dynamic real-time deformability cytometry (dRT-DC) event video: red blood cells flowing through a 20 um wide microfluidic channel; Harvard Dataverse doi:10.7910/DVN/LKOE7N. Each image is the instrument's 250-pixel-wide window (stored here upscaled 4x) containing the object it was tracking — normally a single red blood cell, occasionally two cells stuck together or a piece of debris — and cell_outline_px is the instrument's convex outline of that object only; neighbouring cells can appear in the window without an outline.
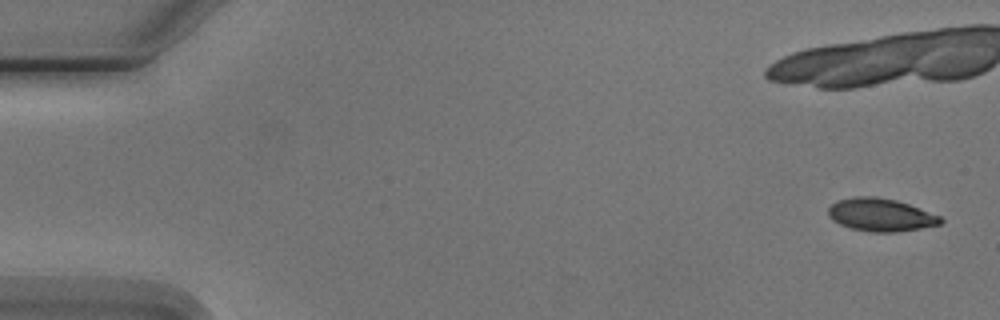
{"species": "Egyptian fruit bat (a non-hibernating species)", "species_latin": "Rousettus aegyptiacus", "temperature_condition": "cold", "stored_images_in_passage": 6, "camera_frame_rate_fps": 3000, "um_per_image_px": 0.085, "animal": {"sex": "male"}, "frame": {"image": 1, "passage_image": 1, "time_ms": 0.0, "image_size_px": [1000, 320], "cell_outline_px": [[944, 220], [940, 224], [920, 228], [896, 232], [872, 232], [852, 228], [840, 224], [832, 220], [828, 216], [828, 208], [836, 200], [852, 196], [876, 196], [896, 200], [908, 204], [940, 216]], "centroid_in_image_um": [74.82, 18.25], "position_along_channel_um": 10.2, "area_um2": 21.5}}